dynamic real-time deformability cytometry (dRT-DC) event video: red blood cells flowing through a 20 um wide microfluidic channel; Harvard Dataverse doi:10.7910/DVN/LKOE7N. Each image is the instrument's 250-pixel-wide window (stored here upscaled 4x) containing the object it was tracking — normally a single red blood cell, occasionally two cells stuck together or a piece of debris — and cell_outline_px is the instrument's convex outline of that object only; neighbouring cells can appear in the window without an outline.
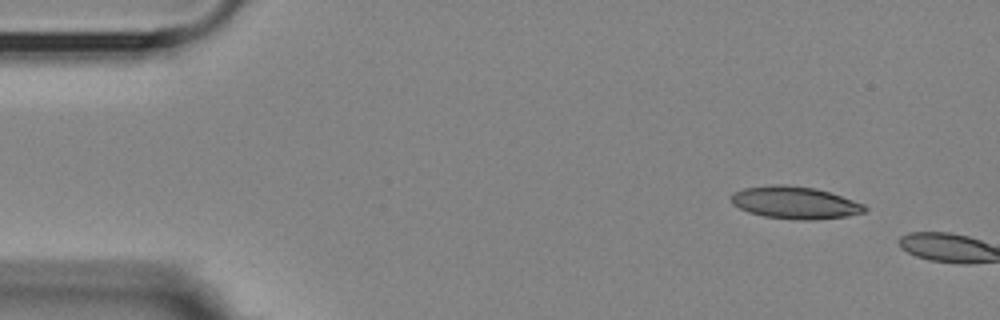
{"species": "Egyptian fruit bat (a non-hibernating species)", "species_latin": "Rousettus aegyptiacus", "temperature_condition": "room temperature", "stored_images_in_passage": 3, "camera_frame_rate_fps": 3000, "um_per_image_px": 0.085, "animal": {"sex": "female"}, "frame": {"image": 1, "passage_image": 1, "time_ms": 0.0, "image_size_px": [1000, 320], "cell_outline_px": [[868, 208], [864, 212], [848, 216], [816, 220], [796, 220], [764, 216], [748, 212], [732, 204], [732, 196], [736, 192], [744, 188], [772, 184], [788, 184], [816, 188], [864, 204]], "centroid_in_image_um": [67.58, 17.23], "position_along_channel_um": 17.4, "area_um2": 25.14}}